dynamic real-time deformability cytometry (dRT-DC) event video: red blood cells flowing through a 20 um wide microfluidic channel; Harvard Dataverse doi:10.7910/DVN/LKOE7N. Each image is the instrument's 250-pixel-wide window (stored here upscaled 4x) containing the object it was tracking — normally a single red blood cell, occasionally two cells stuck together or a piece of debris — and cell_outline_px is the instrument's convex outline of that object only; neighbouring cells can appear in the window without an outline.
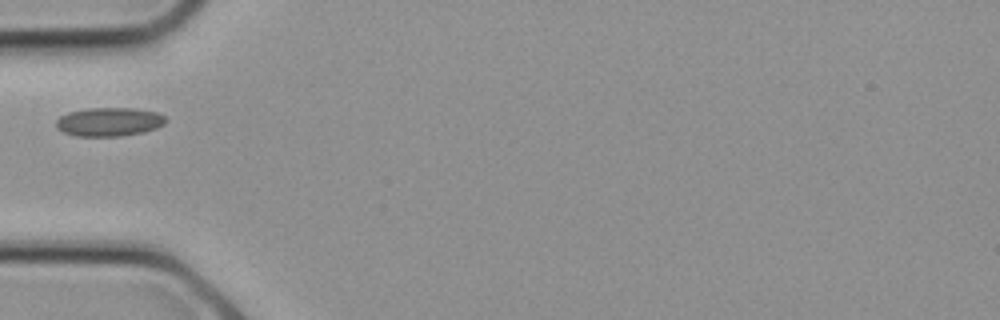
{"species": "common noctule bat (a hibernating species)", "species_latin": "Nyctalus noctula", "temperature_condition": "cold", "stored_images_in_passage": 5, "camera_frame_rate_fps": 3000, "um_per_image_px": 0.085, "animal": {"sex": "female", "body_mass_g": 21.9}, "frame": {"image": 1, "passage_image": 1, "time_ms": 0.0, "image_size_px": [1000, 320], "cell_outline_px": [[168, 120], [164, 124], [156, 128], [144, 132], [120, 136], [76, 136], [64, 132], [56, 128], [56, 120], [60, 116], [68, 112], [88, 108], [136, 108], [156, 112], [164, 116]], "centroid_in_image_um": [9.28, 10.35], "position_along_channel_um": 75.7, "area_um2": 18.44}}
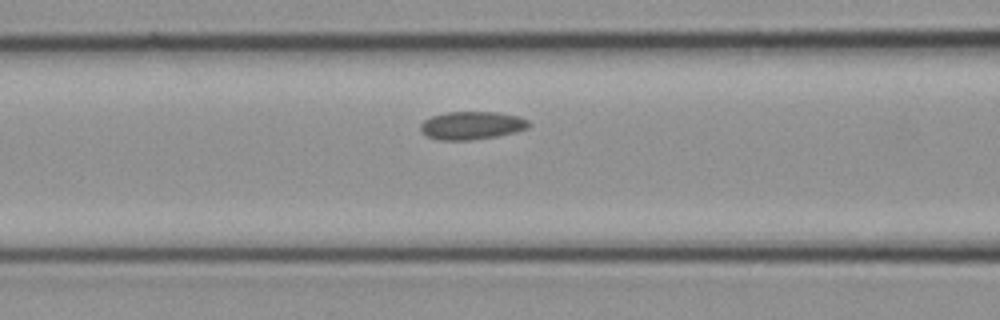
{"frame": {"image": 2, "passage_image": 3, "time_ms": 0.667, "image_size_px": [1000, 320], "cell_outline_px": [[532, 124], [528, 128], [516, 132], [496, 136], [472, 140], [436, 140], [420, 132], [420, 124], [424, 120], [432, 116], [448, 112], [496, 112], [520, 116], [528, 120]], "centroid_in_image_um": [40.11, 10.66], "position_along_channel_um": 126.5, "area_um2": 17.86}}
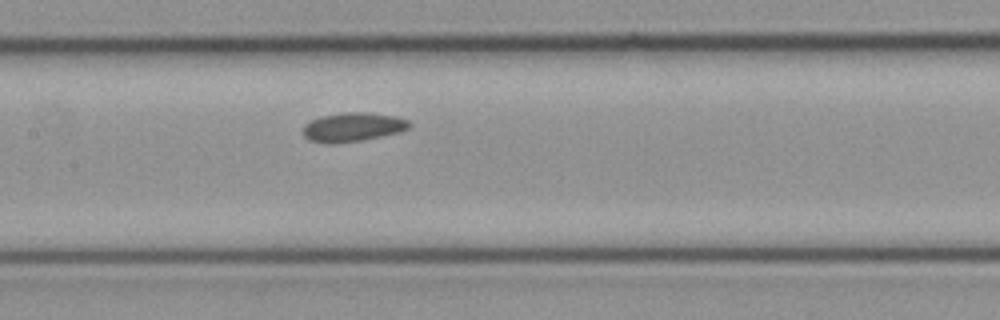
{"frame": {"image": 3, "passage_image": 5, "time_ms": 1.333, "image_size_px": [1000, 320], "cell_outline_px": [[412, 124], [408, 128], [400, 132], [364, 140], [332, 144], [324, 144], [308, 140], [304, 136], [304, 124], [320, 116], [344, 112], [368, 112], [396, 116], [408, 120]], "centroid_in_image_um": [29.99, 10.81], "position_along_channel_um": 177.4, "area_um2": 18.21}}